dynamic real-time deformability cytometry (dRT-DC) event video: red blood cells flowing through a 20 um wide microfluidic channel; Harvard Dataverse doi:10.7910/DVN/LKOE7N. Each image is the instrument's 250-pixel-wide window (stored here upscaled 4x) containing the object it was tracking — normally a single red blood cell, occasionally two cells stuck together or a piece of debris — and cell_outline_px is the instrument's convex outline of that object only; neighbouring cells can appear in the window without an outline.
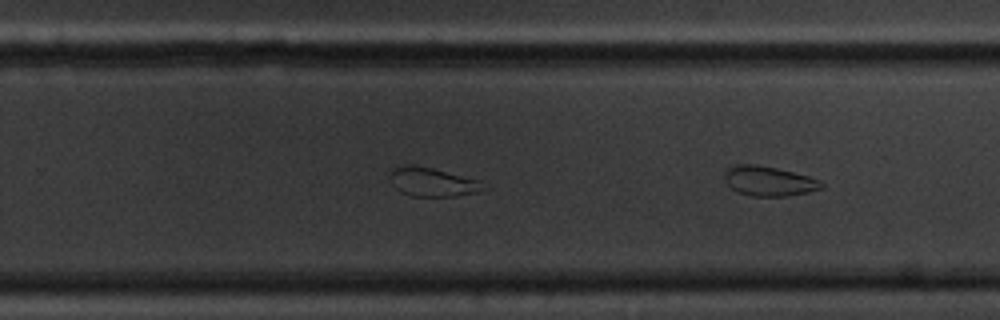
{"species": "common noctule bat (a hibernating species)", "species_latin": "Nyctalus noctula", "temperature_condition": "cold", "stored_images_in_passage": 21, "camera_frame_rate_fps": 3000, "um_per_image_px": 0.085, "animal": {"sex": "male", "body_mass_g": 20.1, "forearm_length_mm": 53.5}, "frame": {"image": 1, "passage_image": 21, "time_ms": 6.667, "image_size_px": [1000, 320], "cell_outline_px": [[824, 188], [808, 192], [784, 196], [752, 196], [740, 192], [732, 188], [724, 180], [724, 172], [728, 168], [736, 164], [752, 164], [776, 168], [808, 176], [820, 180], [824, 184]], "centroid_in_image_um": [65.36, 15.39], "position_along_channel_um": 264.4, "area_um2": 16.65}}